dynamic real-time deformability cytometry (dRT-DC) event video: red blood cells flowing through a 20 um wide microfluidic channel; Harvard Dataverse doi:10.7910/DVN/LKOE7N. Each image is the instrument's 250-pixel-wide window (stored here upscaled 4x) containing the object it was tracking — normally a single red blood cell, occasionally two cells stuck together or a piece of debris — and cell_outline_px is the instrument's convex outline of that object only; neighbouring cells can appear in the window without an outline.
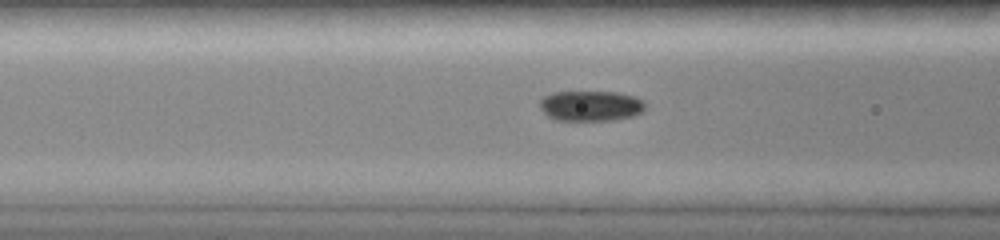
{"species": "common noctule bat (a hibernating species)", "species_latin": "Nyctalus noctula", "temperature_condition": "room temperature", "stored_images_in_passage": 25, "camera_frame_rate_fps": 3000, "um_per_image_px": 0.085, "animal": {"sex": "female", "body_mass_g": 19.0, "forearm_length_mm": 51.5}, "frame": {"image": 1, "passage_image": 4, "time_ms": 1.333, "image_size_px": [1000, 240], "cell_outline_px": [[644, 108], [640, 112], [632, 116], [616, 120], [556, 120], [548, 116], [540, 108], [540, 100], [544, 96], [552, 92], [616, 92], [636, 96], [644, 100]], "centroid_in_image_um": [50.21, 8.99], "position_along_channel_um": 116.4, "area_um2": 18.67}}
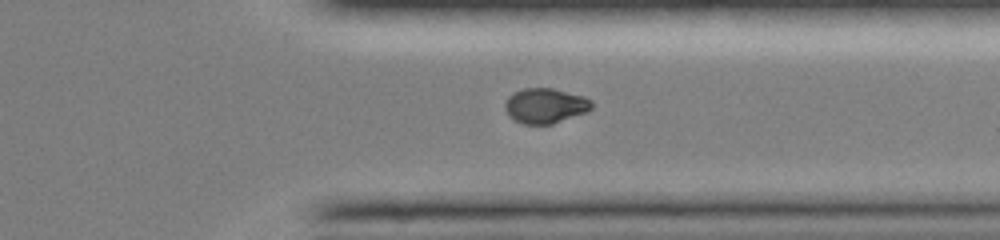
{"frame": {"image": 2, "passage_image": 19, "time_ms": 7.333, "image_size_px": [1000, 240], "cell_outline_px": [[592, 108], [588, 112], [552, 124], [524, 124], [516, 120], [504, 108], [504, 104], [508, 96], [524, 88], [552, 88], [584, 96], [592, 100]], "centroid_in_image_um": [46.39, 8.98], "position_along_channel_um": 365.0, "area_um2": 17.63}}
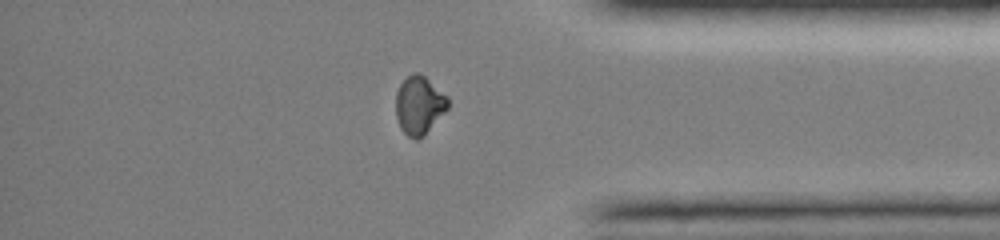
{"frame": {"image": 3, "passage_image": 22, "time_ms": 8.333, "image_size_px": [1000, 240], "cell_outline_px": [[448, 108], [424, 136], [420, 140], [416, 140], [408, 136], [400, 128], [396, 116], [396, 92], [400, 84], [412, 72], [420, 72], [448, 96]], "centroid_in_image_um": [35.63, 8.94], "position_along_channel_um": 399.6, "area_um2": 17.86}}